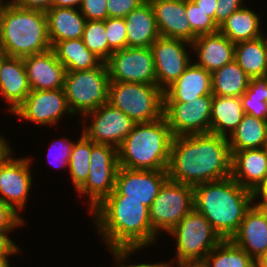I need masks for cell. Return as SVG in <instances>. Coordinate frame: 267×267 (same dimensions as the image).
Here are the masks:
<instances>
[{
    "label": "cell",
    "instance_id": "f5cc1de1",
    "mask_svg": "<svg viewBox=\"0 0 267 267\" xmlns=\"http://www.w3.org/2000/svg\"><path fill=\"white\" fill-rule=\"evenodd\" d=\"M255 267H267V252L255 260Z\"/></svg>",
    "mask_w": 267,
    "mask_h": 267
},
{
    "label": "cell",
    "instance_id": "ab89813d",
    "mask_svg": "<svg viewBox=\"0 0 267 267\" xmlns=\"http://www.w3.org/2000/svg\"><path fill=\"white\" fill-rule=\"evenodd\" d=\"M146 0H108L107 18H125Z\"/></svg>",
    "mask_w": 267,
    "mask_h": 267
},
{
    "label": "cell",
    "instance_id": "f6af8a7d",
    "mask_svg": "<svg viewBox=\"0 0 267 267\" xmlns=\"http://www.w3.org/2000/svg\"><path fill=\"white\" fill-rule=\"evenodd\" d=\"M12 230H0V255L1 254H15L19 248L8 236V232ZM7 234V235H6Z\"/></svg>",
    "mask_w": 267,
    "mask_h": 267
},
{
    "label": "cell",
    "instance_id": "d4e9b609",
    "mask_svg": "<svg viewBox=\"0 0 267 267\" xmlns=\"http://www.w3.org/2000/svg\"><path fill=\"white\" fill-rule=\"evenodd\" d=\"M46 16L51 46L58 41L82 38L87 20L77 9L51 7Z\"/></svg>",
    "mask_w": 267,
    "mask_h": 267
},
{
    "label": "cell",
    "instance_id": "7402d4cb",
    "mask_svg": "<svg viewBox=\"0 0 267 267\" xmlns=\"http://www.w3.org/2000/svg\"><path fill=\"white\" fill-rule=\"evenodd\" d=\"M267 176V148L245 149L232 153L231 177L253 191Z\"/></svg>",
    "mask_w": 267,
    "mask_h": 267
},
{
    "label": "cell",
    "instance_id": "4316f807",
    "mask_svg": "<svg viewBox=\"0 0 267 267\" xmlns=\"http://www.w3.org/2000/svg\"><path fill=\"white\" fill-rule=\"evenodd\" d=\"M240 97L213 95L210 133L228 137L233 133L244 116Z\"/></svg>",
    "mask_w": 267,
    "mask_h": 267
},
{
    "label": "cell",
    "instance_id": "83f0119b",
    "mask_svg": "<svg viewBox=\"0 0 267 267\" xmlns=\"http://www.w3.org/2000/svg\"><path fill=\"white\" fill-rule=\"evenodd\" d=\"M52 50L67 72L90 70L103 63L98 56L87 49L82 38L58 41L52 46Z\"/></svg>",
    "mask_w": 267,
    "mask_h": 267
},
{
    "label": "cell",
    "instance_id": "6da1fadb",
    "mask_svg": "<svg viewBox=\"0 0 267 267\" xmlns=\"http://www.w3.org/2000/svg\"><path fill=\"white\" fill-rule=\"evenodd\" d=\"M228 138L213 133L174 136L168 165L169 179L195 187L231 176Z\"/></svg>",
    "mask_w": 267,
    "mask_h": 267
},
{
    "label": "cell",
    "instance_id": "e0dca14e",
    "mask_svg": "<svg viewBox=\"0 0 267 267\" xmlns=\"http://www.w3.org/2000/svg\"><path fill=\"white\" fill-rule=\"evenodd\" d=\"M30 158L14 159L11 154L0 163V200L16 211L27 202L32 185Z\"/></svg>",
    "mask_w": 267,
    "mask_h": 267
},
{
    "label": "cell",
    "instance_id": "d6986e66",
    "mask_svg": "<svg viewBox=\"0 0 267 267\" xmlns=\"http://www.w3.org/2000/svg\"><path fill=\"white\" fill-rule=\"evenodd\" d=\"M31 90L64 88L66 68L52 49L23 58Z\"/></svg>",
    "mask_w": 267,
    "mask_h": 267
},
{
    "label": "cell",
    "instance_id": "30bf717a",
    "mask_svg": "<svg viewBox=\"0 0 267 267\" xmlns=\"http://www.w3.org/2000/svg\"><path fill=\"white\" fill-rule=\"evenodd\" d=\"M118 168L117 148L92 141L90 170L86 181L76 190L90 196L91 211L115 189Z\"/></svg>",
    "mask_w": 267,
    "mask_h": 267
},
{
    "label": "cell",
    "instance_id": "277c9868",
    "mask_svg": "<svg viewBox=\"0 0 267 267\" xmlns=\"http://www.w3.org/2000/svg\"><path fill=\"white\" fill-rule=\"evenodd\" d=\"M173 137L164 115L155 121L136 123L117 148L119 167L167 171Z\"/></svg>",
    "mask_w": 267,
    "mask_h": 267
},
{
    "label": "cell",
    "instance_id": "836d02e7",
    "mask_svg": "<svg viewBox=\"0 0 267 267\" xmlns=\"http://www.w3.org/2000/svg\"><path fill=\"white\" fill-rule=\"evenodd\" d=\"M240 99L245 114L267 120V76L251 78Z\"/></svg>",
    "mask_w": 267,
    "mask_h": 267
},
{
    "label": "cell",
    "instance_id": "cb8c5ba5",
    "mask_svg": "<svg viewBox=\"0 0 267 267\" xmlns=\"http://www.w3.org/2000/svg\"><path fill=\"white\" fill-rule=\"evenodd\" d=\"M191 46L198 52L195 64L211 73L234 60L235 43L219 31L196 37Z\"/></svg>",
    "mask_w": 267,
    "mask_h": 267
},
{
    "label": "cell",
    "instance_id": "d6a6232c",
    "mask_svg": "<svg viewBox=\"0 0 267 267\" xmlns=\"http://www.w3.org/2000/svg\"><path fill=\"white\" fill-rule=\"evenodd\" d=\"M203 264L204 267H255V260L231 239H223Z\"/></svg>",
    "mask_w": 267,
    "mask_h": 267
},
{
    "label": "cell",
    "instance_id": "4fadbf2b",
    "mask_svg": "<svg viewBox=\"0 0 267 267\" xmlns=\"http://www.w3.org/2000/svg\"><path fill=\"white\" fill-rule=\"evenodd\" d=\"M168 178V171L134 170L119 167L115 189L110 195H124V200L139 201L150 208Z\"/></svg>",
    "mask_w": 267,
    "mask_h": 267
},
{
    "label": "cell",
    "instance_id": "484cf974",
    "mask_svg": "<svg viewBox=\"0 0 267 267\" xmlns=\"http://www.w3.org/2000/svg\"><path fill=\"white\" fill-rule=\"evenodd\" d=\"M128 47H151L160 36L149 0L125 17Z\"/></svg>",
    "mask_w": 267,
    "mask_h": 267
},
{
    "label": "cell",
    "instance_id": "b9f144b4",
    "mask_svg": "<svg viewBox=\"0 0 267 267\" xmlns=\"http://www.w3.org/2000/svg\"><path fill=\"white\" fill-rule=\"evenodd\" d=\"M241 0H217L218 6L215 11V22L221 26L224 21L236 10L244 7Z\"/></svg>",
    "mask_w": 267,
    "mask_h": 267
},
{
    "label": "cell",
    "instance_id": "7a4b0ae2",
    "mask_svg": "<svg viewBox=\"0 0 267 267\" xmlns=\"http://www.w3.org/2000/svg\"><path fill=\"white\" fill-rule=\"evenodd\" d=\"M91 212L111 251L139 250L156 239L149 208L139 201L124 200V195H109Z\"/></svg>",
    "mask_w": 267,
    "mask_h": 267
},
{
    "label": "cell",
    "instance_id": "5b68a950",
    "mask_svg": "<svg viewBox=\"0 0 267 267\" xmlns=\"http://www.w3.org/2000/svg\"><path fill=\"white\" fill-rule=\"evenodd\" d=\"M0 48L7 56L24 58L52 49L46 12L12 3L0 10Z\"/></svg>",
    "mask_w": 267,
    "mask_h": 267
},
{
    "label": "cell",
    "instance_id": "ba28073f",
    "mask_svg": "<svg viewBox=\"0 0 267 267\" xmlns=\"http://www.w3.org/2000/svg\"><path fill=\"white\" fill-rule=\"evenodd\" d=\"M168 233L177 239V261L203 262L223 240L210 222L195 209Z\"/></svg>",
    "mask_w": 267,
    "mask_h": 267
},
{
    "label": "cell",
    "instance_id": "681fc988",
    "mask_svg": "<svg viewBox=\"0 0 267 267\" xmlns=\"http://www.w3.org/2000/svg\"><path fill=\"white\" fill-rule=\"evenodd\" d=\"M81 2L82 0H53L52 7L74 8Z\"/></svg>",
    "mask_w": 267,
    "mask_h": 267
},
{
    "label": "cell",
    "instance_id": "60d3db41",
    "mask_svg": "<svg viewBox=\"0 0 267 267\" xmlns=\"http://www.w3.org/2000/svg\"><path fill=\"white\" fill-rule=\"evenodd\" d=\"M24 223L18 212L0 200V230H12Z\"/></svg>",
    "mask_w": 267,
    "mask_h": 267
},
{
    "label": "cell",
    "instance_id": "1f68e13d",
    "mask_svg": "<svg viewBox=\"0 0 267 267\" xmlns=\"http://www.w3.org/2000/svg\"><path fill=\"white\" fill-rule=\"evenodd\" d=\"M211 74L212 94L217 96L240 97L245 93L251 79L235 60Z\"/></svg>",
    "mask_w": 267,
    "mask_h": 267
},
{
    "label": "cell",
    "instance_id": "603a6c76",
    "mask_svg": "<svg viewBox=\"0 0 267 267\" xmlns=\"http://www.w3.org/2000/svg\"><path fill=\"white\" fill-rule=\"evenodd\" d=\"M31 92L23 58L7 56L0 68V94L11 104L12 113Z\"/></svg>",
    "mask_w": 267,
    "mask_h": 267
},
{
    "label": "cell",
    "instance_id": "9c48e42d",
    "mask_svg": "<svg viewBox=\"0 0 267 267\" xmlns=\"http://www.w3.org/2000/svg\"><path fill=\"white\" fill-rule=\"evenodd\" d=\"M193 209V187L168 178L149 208L151 227L170 232Z\"/></svg>",
    "mask_w": 267,
    "mask_h": 267
},
{
    "label": "cell",
    "instance_id": "680465c9",
    "mask_svg": "<svg viewBox=\"0 0 267 267\" xmlns=\"http://www.w3.org/2000/svg\"><path fill=\"white\" fill-rule=\"evenodd\" d=\"M16 1H17V0H11V1H9V2L12 4V3H15Z\"/></svg>",
    "mask_w": 267,
    "mask_h": 267
},
{
    "label": "cell",
    "instance_id": "816d5d0a",
    "mask_svg": "<svg viewBox=\"0 0 267 267\" xmlns=\"http://www.w3.org/2000/svg\"><path fill=\"white\" fill-rule=\"evenodd\" d=\"M176 263H178V267H204L203 262H191V261H177ZM164 267H172L171 263L170 265L164 263Z\"/></svg>",
    "mask_w": 267,
    "mask_h": 267
},
{
    "label": "cell",
    "instance_id": "74e56055",
    "mask_svg": "<svg viewBox=\"0 0 267 267\" xmlns=\"http://www.w3.org/2000/svg\"><path fill=\"white\" fill-rule=\"evenodd\" d=\"M105 30L108 46L113 51L128 47L125 18H107Z\"/></svg>",
    "mask_w": 267,
    "mask_h": 267
},
{
    "label": "cell",
    "instance_id": "44dd1931",
    "mask_svg": "<svg viewBox=\"0 0 267 267\" xmlns=\"http://www.w3.org/2000/svg\"><path fill=\"white\" fill-rule=\"evenodd\" d=\"M212 94V74L193 63L163 91L164 102H189Z\"/></svg>",
    "mask_w": 267,
    "mask_h": 267
},
{
    "label": "cell",
    "instance_id": "ac0fdd59",
    "mask_svg": "<svg viewBox=\"0 0 267 267\" xmlns=\"http://www.w3.org/2000/svg\"><path fill=\"white\" fill-rule=\"evenodd\" d=\"M160 36L192 43L196 35L186 18V0H149Z\"/></svg>",
    "mask_w": 267,
    "mask_h": 267
},
{
    "label": "cell",
    "instance_id": "8d00e7d4",
    "mask_svg": "<svg viewBox=\"0 0 267 267\" xmlns=\"http://www.w3.org/2000/svg\"><path fill=\"white\" fill-rule=\"evenodd\" d=\"M186 18L190 23L191 30L197 37L216 33L219 30L216 22L198 8L192 0H186Z\"/></svg>",
    "mask_w": 267,
    "mask_h": 267
},
{
    "label": "cell",
    "instance_id": "9a60e30c",
    "mask_svg": "<svg viewBox=\"0 0 267 267\" xmlns=\"http://www.w3.org/2000/svg\"><path fill=\"white\" fill-rule=\"evenodd\" d=\"M182 39L159 36L151 45L157 86L164 91L177 80L191 64Z\"/></svg>",
    "mask_w": 267,
    "mask_h": 267
},
{
    "label": "cell",
    "instance_id": "bcb514c9",
    "mask_svg": "<svg viewBox=\"0 0 267 267\" xmlns=\"http://www.w3.org/2000/svg\"><path fill=\"white\" fill-rule=\"evenodd\" d=\"M251 192L254 201L258 196L259 198L260 196L262 198V200H260V202L256 203L254 206H256L257 208H267V176Z\"/></svg>",
    "mask_w": 267,
    "mask_h": 267
},
{
    "label": "cell",
    "instance_id": "f1b7e54d",
    "mask_svg": "<svg viewBox=\"0 0 267 267\" xmlns=\"http://www.w3.org/2000/svg\"><path fill=\"white\" fill-rule=\"evenodd\" d=\"M229 137L231 154L239 150L264 148L267 146V120L244 114Z\"/></svg>",
    "mask_w": 267,
    "mask_h": 267
},
{
    "label": "cell",
    "instance_id": "2e32d148",
    "mask_svg": "<svg viewBox=\"0 0 267 267\" xmlns=\"http://www.w3.org/2000/svg\"><path fill=\"white\" fill-rule=\"evenodd\" d=\"M63 113L72 115L64 88H59L56 90H31L13 114L40 125H49L57 123L64 115Z\"/></svg>",
    "mask_w": 267,
    "mask_h": 267
},
{
    "label": "cell",
    "instance_id": "8fae6325",
    "mask_svg": "<svg viewBox=\"0 0 267 267\" xmlns=\"http://www.w3.org/2000/svg\"><path fill=\"white\" fill-rule=\"evenodd\" d=\"M109 81L157 84L151 47H127L105 61Z\"/></svg>",
    "mask_w": 267,
    "mask_h": 267
},
{
    "label": "cell",
    "instance_id": "c3c4849f",
    "mask_svg": "<svg viewBox=\"0 0 267 267\" xmlns=\"http://www.w3.org/2000/svg\"><path fill=\"white\" fill-rule=\"evenodd\" d=\"M195 5L207 13L215 21V11L217 9V0H192Z\"/></svg>",
    "mask_w": 267,
    "mask_h": 267
},
{
    "label": "cell",
    "instance_id": "f907efd6",
    "mask_svg": "<svg viewBox=\"0 0 267 267\" xmlns=\"http://www.w3.org/2000/svg\"><path fill=\"white\" fill-rule=\"evenodd\" d=\"M9 144H7V141L4 140L3 137L0 135V163L10 154H12L11 149L9 148Z\"/></svg>",
    "mask_w": 267,
    "mask_h": 267
},
{
    "label": "cell",
    "instance_id": "7dc6e473",
    "mask_svg": "<svg viewBox=\"0 0 267 267\" xmlns=\"http://www.w3.org/2000/svg\"><path fill=\"white\" fill-rule=\"evenodd\" d=\"M112 254H114L116 260L121 264L118 265L119 267H164V263H155V264H147V263H141V264H133V265H123L122 261H124L128 256H130V252L132 253L133 250H112Z\"/></svg>",
    "mask_w": 267,
    "mask_h": 267
},
{
    "label": "cell",
    "instance_id": "9f6ffc18",
    "mask_svg": "<svg viewBox=\"0 0 267 267\" xmlns=\"http://www.w3.org/2000/svg\"><path fill=\"white\" fill-rule=\"evenodd\" d=\"M2 2H3V0H0V10L4 9L6 6L11 4L10 2H6V3H2Z\"/></svg>",
    "mask_w": 267,
    "mask_h": 267
},
{
    "label": "cell",
    "instance_id": "f546056e",
    "mask_svg": "<svg viewBox=\"0 0 267 267\" xmlns=\"http://www.w3.org/2000/svg\"><path fill=\"white\" fill-rule=\"evenodd\" d=\"M234 60L250 78L267 76V39L235 43Z\"/></svg>",
    "mask_w": 267,
    "mask_h": 267
},
{
    "label": "cell",
    "instance_id": "11a10c76",
    "mask_svg": "<svg viewBox=\"0 0 267 267\" xmlns=\"http://www.w3.org/2000/svg\"><path fill=\"white\" fill-rule=\"evenodd\" d=\"M7 57V54L0 48V68L3 63V60Z\"/></svg>",
    "mask_w": 267,
    "mask_h": 267
},
{
    "label": "cell",
    "instance_id": "ee69618b",
    "mask_svg": "<svg viewBox=\"0 0 267 267\" xmlns=\"http://www.w3.org/2000/svg\"><path fill=\"white\" fill-rule=\"evenodd\" d=\"M53 0H17L14 4L19 7L46 12L52 7Z\"/></svg>",
    "mask_w": 267,
    "mask_h": 267
},
{
    "label": "cell",
    "instance_id": "3957f363",
    "mask_svg": "<svg viewBox=\"0 0 267 267\" xmlns=\"http://www.w3.org/2000/svg\"><path fill=\"white\" fill-rule=\"evenodd\" d=\"M194 189V209L201 213L222 239H231L251 208L252 192L231 176L199 184Z\"/></svg>",
    "mask_w": 267,
    "mask_h": 267
},
{
    "label": "cell",
    "instance_id": "f35d334b",
    "mask_svg": "<svg viewBox=\"0 0 267 267\" xmlns=\"http://www.w3.org/2000/svg\"><path fill=\"white\" fill-rule=\"evenodd\" d=\"M108 0H82L79 9L86 20L105 21Z\"/></svg>",
    "mask_w": 267,
    "mask_h": 267
},
{
    "label": "cell",
    "instance_id": "e575fe53",
    "mask_svg": "<svg viewBox=\"0 0 267 267\" xmlns=\"http://www.w3.org/2000/svg\"><path fill=\"white\" fill-rule=\"evenodd\" d=\"M92 141L83 133L81 139L74 143L69 159V172L76 190L86 181L90 170Z\"/></svg>",
    "mask_w": 267,
    "mask_h": 267
},
{
    "label": "cell",
    "instance_id": "52a82bcc",
    "mask_svg": "<svg viewBox=\"0 0 267 267\" xmlns=\"http://www.w3.org/2000/svg\"><path fill=\"white\" fill-rule=\"evenodd\" d=\"M109 82L105 62L90 70L66 72L64 91L72 115L86 116L107 103Z\"/></svg>",
    "mask_w": 267,
    "mask_h": 267
},
{
    "label": "cell",
    "instance_id": "8992f818",
    "mask_svg": "<svg viewBox=\"0 0 267 267\" xmlns=\"http://www.w3.org/2000/svg\"><path fill=\"white\" fill-rule=\"evenodd\" d=\"M108 103L136 123L155 121L163 116L164 96L157 84L110 81Z\"/></svg>",
    "mask_w": 267,
    "mask_h": 267
},
{
    "label": "cell",
    "instance_id": "d590c367",
    "mask_svg": "<svg viewBox=\"0 0 267 267\" xmlns=\"http://www.w3.org/2000/svg\"><path fill=\"white\" fill-rule=\"evenodd\" d=\"M82 40L87 49L105 62L114 52L106 39L105 21L87 20Z\"/></svg>",
    "mask_w": 267,
    "mask_h": 267
},
{
    "label": "cell",
    "instance_id": "ffe728a7",
    "mask_svg": "<svg viewBox=\"0 0 267 267\" xmlns=\"http://www.w3.org/2000/svg\"><path fill=\"white\" fill-rule=\"evenodd\" d=\"M231 240L254 260L265 254L267 252L265 208H257L252 204Z\"/></svg>",
    "mask_w": 267,
    "mask_h": 267
},
{
    "label": "cell",
    "instance_id": "7c38bea8",
    "mask_svg": "<svg viewBox=\"0 0 267 267\" xmlns=\"http://www.w3.org/2000/svg\"><path fill=\"white\" fill-rule=\"evenodd\" d=\"M213 94L189 102H164L163 115L173 136L210 133Z\"/></svg>",
    "mask_w": 267,
    "mask_h": 267
},
{
    "label": "cell",
    "instance_id": "7bdbcfd3",
    "mask_svg": "<svg viewBox=\"0 0 267 267\" xmlns=\"http://www.w3.org/2000/svg\"><path fill=\"white\" fill-rule=\"evenodd\" d=\"M64 139V140H63ZM59 142V143H58ZM56 141L55 143H53L52 145H51V147L52 148H55L56 146H58V148H60V149H58V150H60L59 152H58V155H54V154H52L51 152V150H52V148L49 150V152L52 154V155H54L55 157H56V159L55 160H59V167H61V166H64V165H69V159H70V156H71V151H72V147H73V145H74V143L75 142H72V141H70L68 138H62V140H60V141ZM54 144L56 145V146H54ZM57 144H60V145H57ZM59 146H61V147H59ZM57 150V149H56ZM49 153V156H51L52 157V155ZM53 156V157H54ZM52 157V158H53ZM54 157V158H55ZM52 163H53V161H51ZM51 163V164H52ZM56 163V162H55ZM57 164V163H56ZM60 164H62V165H60ZM56 166V165H55ZM56 167H58V165L56 166Z\"/></svg>",
    "mask_w": 267,
    "mask_h": 267
},
{
    "label": "cell",
    "instance_id": "db71d44e",
    "mask_svg": "<svg viewBox=\"0 0 267 267\" xmlns=\"http://www.w3.org/2000/svg\"><path fill=\"white\" fill-rule=\"evenodd\" d=\"M11 254H1L0 255V267H9V263H8V256Z\"/></svg>",
    "mask_w": 267,
    "mask_h": 267
},
{
    "label": "cell",
    "instance_id": "6f0895ef",
    "mask_svg": "<svg viewBox=\"0 0 267 267\" xmlns=\"http://www.w3.org/2000/svg\"><path fill=\"white\" fill-rule=\"evenodd\" d=\"M265 221H266V225H267V208H265Z\"/></svg>",
    "mask_w": 267,
    "mask_h": 267
},
{
    "label": "cell",
    "instance_id": "5bb4252c",
    "mask_svg": "<svg viewBox=\"0 0 267 267\" xmlns=\"http://www.w3.org/2000/svg\"><path fill=\"white\" fill-rule=\"evenodd\" d=\"M86 115L93 120L82 133L96 144H108L116 148L121 145L136 124L108 102Z\"/></svg>",
    "mask_w": 267,
    "mask_h": 267
},
{
    "label": "cell",
    "instance_id": "4dcf8cb0",
    "mask_svg": "<svg viewBox=\"0 0 267 267\" xmlns=\"http://www.w3.org/2000/svg\"><path fill=\"white\" fill-rule=\"evenodd\" d=\"M259 21V16L255 12L242 7L234 11L219 26L218 31L233 43L255 40L263 36L260 32Z\"/></svg>",
    "mask_w": 267,
    "mask_h": 267
}]
</instances>
